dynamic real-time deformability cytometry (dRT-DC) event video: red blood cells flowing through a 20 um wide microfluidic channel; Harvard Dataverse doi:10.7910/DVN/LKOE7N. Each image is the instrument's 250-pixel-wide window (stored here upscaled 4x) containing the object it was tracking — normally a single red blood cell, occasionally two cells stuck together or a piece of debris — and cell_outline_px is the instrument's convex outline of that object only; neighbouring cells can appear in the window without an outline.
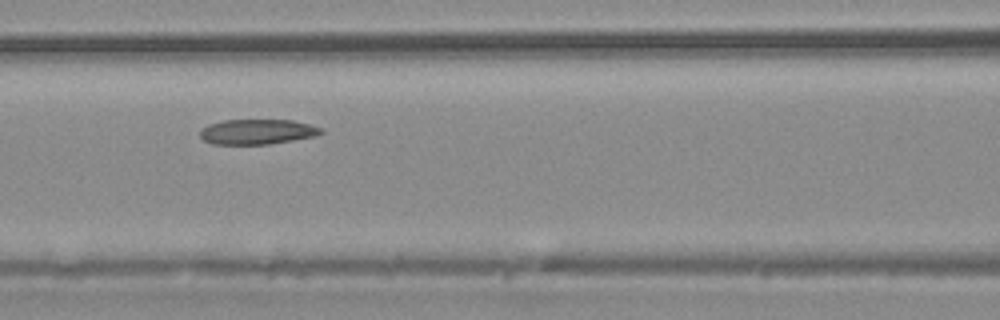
{"species": "common noctule bat (a hibernating species)", "species_latin": "Nyctalus noctula", "temperature_condition": "warm", "stored_images_in_passage": 10, "camera_frame_rate_fps": 3000, "um_per_image_px": 0.085, "animal": {"sex": "male", "body_mass_g": 20.4}, "frame": {"image": 1, "passage_image": 5, "time_ms": 5.0, "image_size_px": [1000, 320], "cell_outline_px": [[324, 132], [316, 136], [268, 144], [212, 144], [204, 140], [200, 136], [200, 128], [208, 124], [224, 120], [292, 120], [324, 128]], "centroid_in_image_um": [21.86, 11.19], "position_along_channel_um": 144.7, "area_um2": 17.74}}
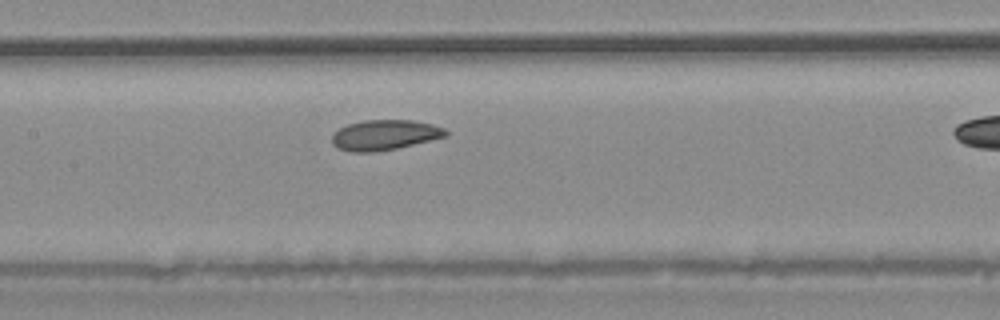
{"frame": {"image": 2, "passage_image": 7, "time_ms": 8.333, "image_size_px": [1000, 320], "cell_outline_px": [[448, 136], [396, 148], [372, 152], [352, 152], [336, 148], [332, 144], [332, 132], [348, 124], [364, 120], [412, 120], [432, 124], [444, 128], [448, 132]], "centroid_in_image_um": [32.67, 11.47], "position_along_channel_um": 174.7, "area_um2": 20.06}}